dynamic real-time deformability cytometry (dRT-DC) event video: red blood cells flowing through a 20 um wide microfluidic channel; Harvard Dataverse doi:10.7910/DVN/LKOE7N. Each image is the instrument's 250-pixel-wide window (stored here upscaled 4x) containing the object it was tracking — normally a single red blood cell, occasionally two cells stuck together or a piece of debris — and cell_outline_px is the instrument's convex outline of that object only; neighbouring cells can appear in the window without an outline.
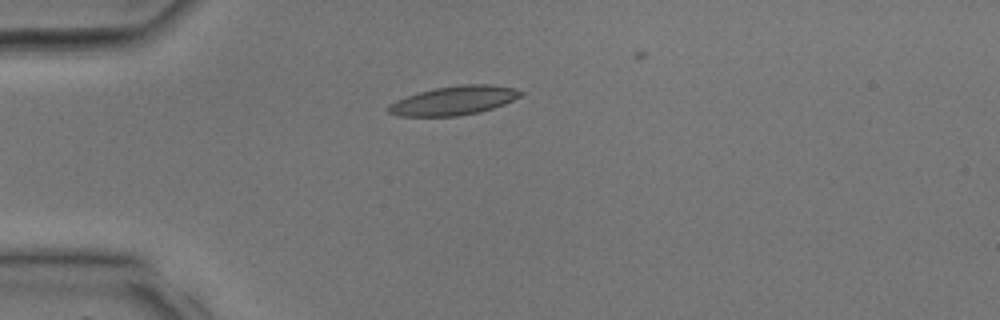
{"species": "common noctule bat (a hibernating species)", "species_latin": "Nyctalus noctula", "temperature_condition": "room temperature", "stored_images_in_passage": 7, "camera_frame_rate_fps": 3000, "um_per_image_px": 0.085, "animal": {"sex": "male", "body_mass_g": 17.9, "forearm_length_mm": 54.2}, "frame": {"image": 1, "passage_image": 1, "time_ms": 0.0, "image_size_px": [1000, 320], "cell_outline_px": [[524, 92], [520, 96], [504, 104], [480, 112], [456, 116], [396, 116], [388, 112], [388, 104], [396, 100], [432, 88], [460, 84], [488, 84], [512, 88]], "centroid_in_image_um": [38.55, 8.54], "position_along_channel_um": 46.5, "area_um2": 22.2}}
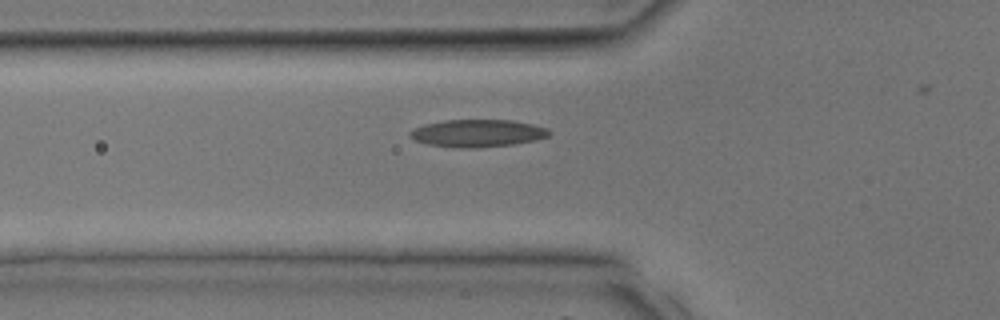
{"frame": {"image": 2, "passage_image": 4, "time_ms": 1.0, "image_size_px": [1000, 320], "cell_outline_px": [[552, 132], [548, 136], [536, 140], [512, 144], [476, 148], [456, 148], [428, 144], [416, 140], [408, 136], [408, 132], [424, 124], [444, 120], [512, 120], [532, 124], [548, 128]], "centroid_in_image_um": [40.6, 11.32], "position_along_channel_um": 85.2, "area_um2": 22.31}}